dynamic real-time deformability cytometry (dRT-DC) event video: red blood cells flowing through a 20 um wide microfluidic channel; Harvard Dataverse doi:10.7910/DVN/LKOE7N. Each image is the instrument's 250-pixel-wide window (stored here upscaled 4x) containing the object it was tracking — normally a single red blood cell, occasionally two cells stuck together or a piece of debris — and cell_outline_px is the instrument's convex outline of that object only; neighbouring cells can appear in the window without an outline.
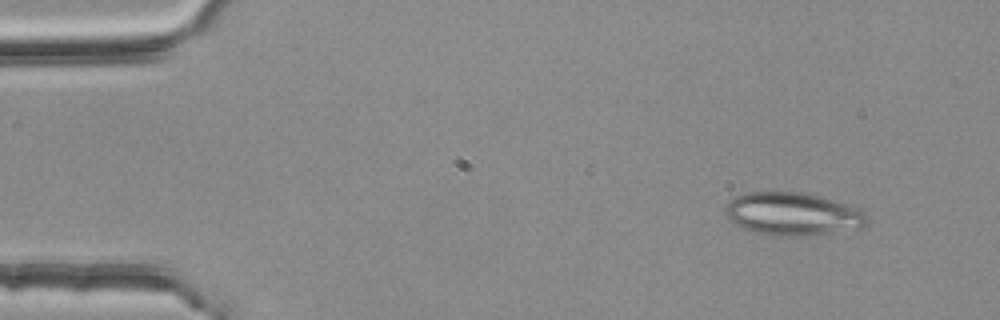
{"species": "common noctule bat (a hibernating species)", "species_latin": "Nyctalus noctula", "temperature_condition": "room temperature", "stored_images_in_passage": 4, "camera_frame_rate_fps": 3000, "um_per_image_px": 0.085, "animal": {"sex": "female", "body_mass_g": 25.1}, "frame": {"image": 1, "passage_image": 1, "time_ms": 0.0, "image_size_px": [1000, 320], "cell_outline_px": [[868, 224], [860, 228], [812, 236], [776, 236], [756, 232], [740, 228], [728, 220], [724, 216], [724, 204], [728, 200], [744, 192], [804, 192], [852, 204], [860, 208], [868, 216]], "centroid_in_image_um": [67.37, 18.19], "position_along_channel_um": 17.6, "area_um2": 36.47}}